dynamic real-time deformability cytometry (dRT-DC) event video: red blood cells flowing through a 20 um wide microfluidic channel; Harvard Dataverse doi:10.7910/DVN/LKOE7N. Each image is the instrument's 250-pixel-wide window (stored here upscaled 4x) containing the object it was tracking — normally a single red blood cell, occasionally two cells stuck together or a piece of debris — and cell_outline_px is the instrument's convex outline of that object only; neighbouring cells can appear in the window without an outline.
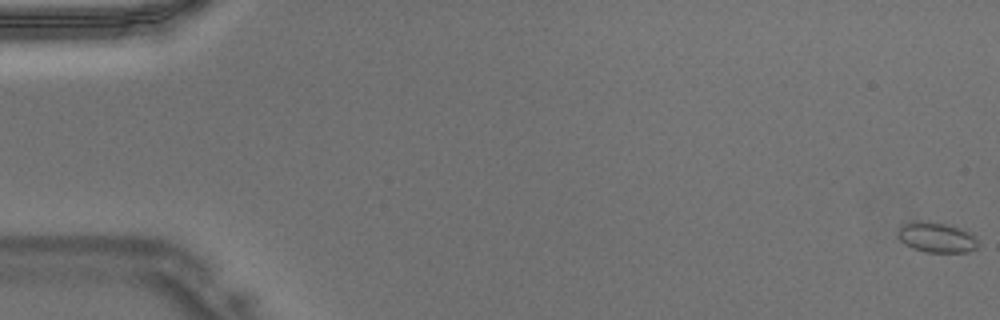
{"species": "Egyptian fruit bat (a non-hibernating species)", "species_latin": "Rousettus aegyptiacus", "temperature_condition": "warm", "stored_images_in_passage": 48, "segment_of_instrument_passage": [1, 2], "camera_frame_rate_fps": 3000, "um_per_image_px": 0.085, "animal": {"sex": "male"}, "frame": {"image": 1, "passage_image": 1, "time_ms": 0.0, "image_size_px": [1000, 320], "cell_outline_px": [[980, 244], [976, 248], [968, 252], [924, 252], [912, 248], [904, 244], [896, 236], [896, 232], [900, 224], [916, 220], [924, 220], [944, 224], [968, 232]], "centroid_in_image_um": [79.5, 20.17], "position_along_channel_um": 5.5, "area_um2": 14.22}}
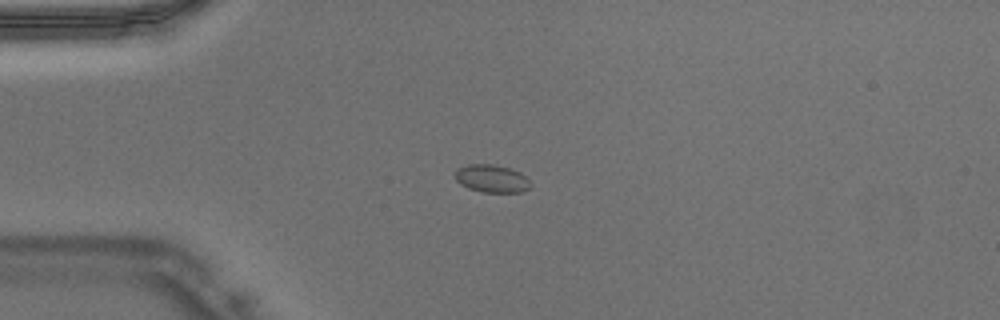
{"frame": {"image": 2, "passage_image": 13, "time_ms": 4.0, "image_size_px": [1000, 320], "cell_outline_px": [[532, 184], [524, 192], [484, 192], [468, 188], [460, 184], [452, 176], [456, 168], [468, 164], [492, 164], [508, 168], [520, 172]], "centroid_in_image_um": [41.74, 15.17], "position_along_channel_um": 43.3, "area_um2": 12.31}}